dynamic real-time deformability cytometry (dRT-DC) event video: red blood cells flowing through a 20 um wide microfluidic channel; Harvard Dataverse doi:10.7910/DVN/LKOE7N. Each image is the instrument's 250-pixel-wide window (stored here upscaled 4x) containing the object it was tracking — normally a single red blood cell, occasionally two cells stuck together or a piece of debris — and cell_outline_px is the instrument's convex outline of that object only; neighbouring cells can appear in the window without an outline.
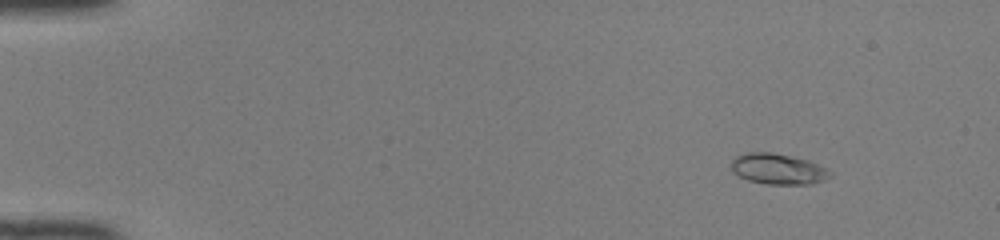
{"species": "common noctule bat (a hibernating species)", "species_latin": "Nyctalus noctula", "temperature_condition": "room temperature", "stored_images_in_passage": 47, "camera_frame_rate_fps": 3000, "um_per_image_px": 0.085, "animal": {"sex": "female", "body_mass_g": 22.0, "forearm_length_mm": 56.7}, "frame": {"image": 1, "passage_image": 3, "time_ms": 0.667, "image_size_px": [1000, 240], "cell_outline_px": [[832, 176], [824, 180], [812, 184], [764, 184], [748, 180], [732, 172], [732, 160], [736, 156], [744, 152], [772, 152], [808, 160], [828, 168], [832, 172]], "centroid_in_image_um": [66.15, 14.36], "position_along_channel_um": 18.8, "area_um2": 17.86}}
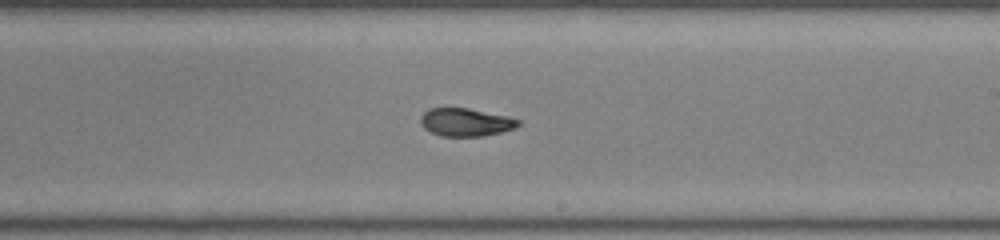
{"frame": {"image": 2, "passage_image": 28, "time_ms": 9.0, "image_size_px": [1000, 240], "cell_outline_px": [[520, 124], [516, 128], [484, 136], [440, 136], [424, 128], [420, 124], [420, 116], [428, 108], [468, 108], [504, 116], [520, 120]], "centroid_in_image_um": [39.55, 10.39], "position_along_channel_um": 249.5, "area_um2": 15.84}}
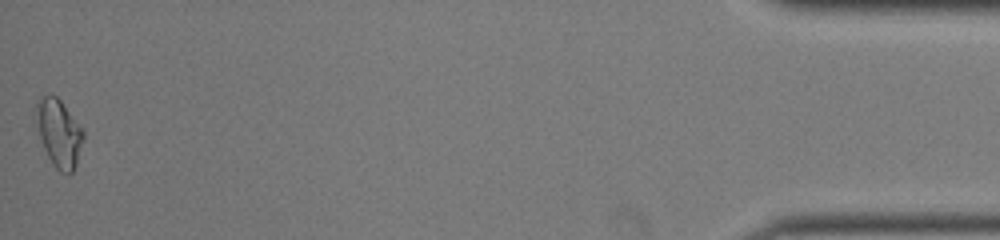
{"frame": {"image": 3, "passage_image": 47, "time_ms": 15.333, "image_size_px": [1000, 240], "cell_outline_px": [[84, 140], [76, 164], [72, 172], [68, 176], [60, 172], [52, 164], [44, 148], [40, 136], [36, 108], [36, 104], [40, 96], [56, 96], [60, 100], [84, 132]], "centroid_in_image_um": [5.04, 11.37], "position_along_channel_um": 430.2, "area_um2": 18.15}, "authors_computed_cell_mechanics": {"area_um2": 16.6464, "velocity_mm_per_s": 4.149, "shape_relaxation_time_tau1_ms": 6.2606, "shape_relaxation_time_tau2_ms": 1.4368, "deformation_change_tau1": 0.206, "deformation_change_tau2": 0.0578}}